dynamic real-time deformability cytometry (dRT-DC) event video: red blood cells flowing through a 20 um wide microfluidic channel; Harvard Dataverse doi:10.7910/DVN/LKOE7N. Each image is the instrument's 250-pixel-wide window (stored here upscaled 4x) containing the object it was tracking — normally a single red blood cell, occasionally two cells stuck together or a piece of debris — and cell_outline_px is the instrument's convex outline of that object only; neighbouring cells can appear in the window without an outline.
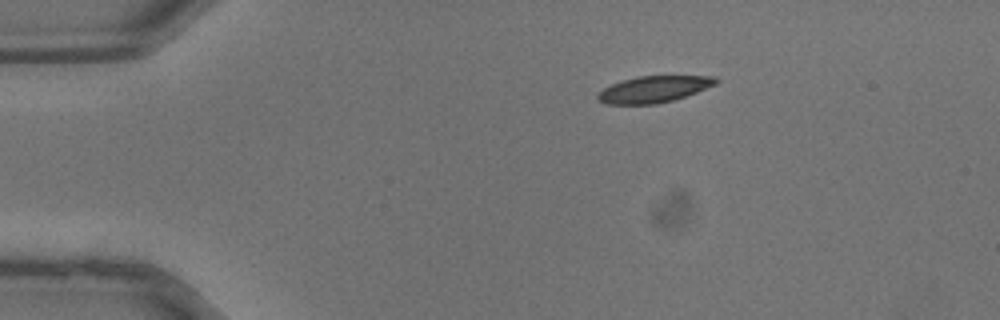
{"species": "common noctule bat (a hibernating species)", "species_latin": "Nyctalus noctula", "temperature_condition": "warm", "stored_images_in_passage": 31, "camera_frame_rate_fps": 3000, "um_per_image_px": 0.085, "animal": {"sex": "male", "body_mass_g": 13.3}, "frame": {"image": 1, "passage_image": 1, "time_ms": 0.0, "image_size_px": [1000, 320], "cell_outline_px": [[720, 80], [716, 84], [696, 92], [672, 100], [656, 104], [604, 104], [596, 100], [596, 96], [604, 88], [612, 84], [624, 80], [640, 76], [716, 76]], "centroid_in_image_um": [55.56, 7.59], "position_along_channel_um": 29.4, "area_um2": 18.09}}
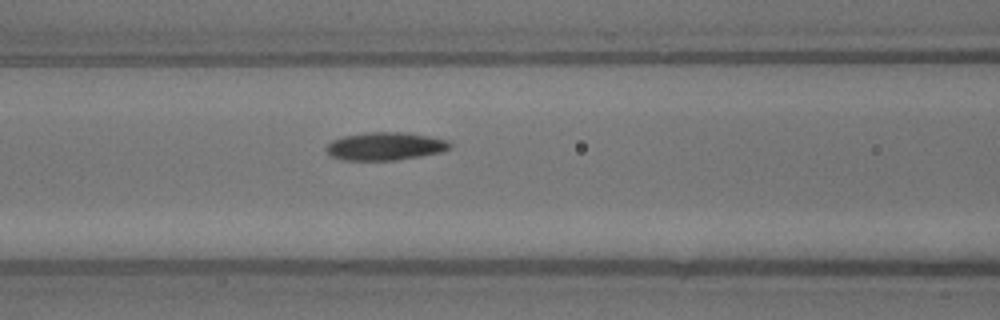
{"frame": {"image": 2, "passage_image": 10, "time_ms": 3.0, "image_size_px": [1000, 320], "cell_outline_px": [[452, 148], [440, 152], [420, 156], [396, 160], [340, 160], [332, 156], [324, 148], [332, 140], [344, 136], [368, 132], [404, 132], [428, 136], [448, 140], [452, 144]], "centroid_in_image_um": [32.75, 12.43], "position_along_channel_um": 133.9, "area_um2": 20.17}}
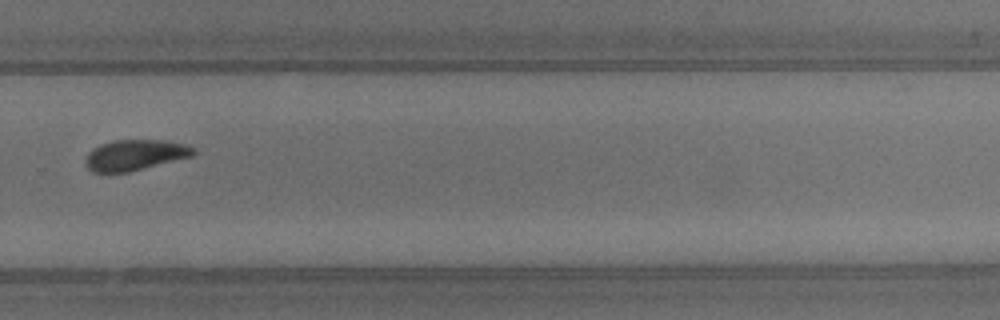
{"frame": {"image": 3, "passage_image": 20, "time_ms": 6.333, "image_size_px": [1000, 320], "cell_outline_px": [[196, 152], [192, 156], [128, 172], [92, 172], [88, 168], [84, 160], [88, 152], [100, 144], [116, 140], [160, 140], [184, 144], [196, 148]], "centroid_in_image_um": [11.46, 13.17], "position_along_channel_um": 318.3, "area_um2": 19.13}}